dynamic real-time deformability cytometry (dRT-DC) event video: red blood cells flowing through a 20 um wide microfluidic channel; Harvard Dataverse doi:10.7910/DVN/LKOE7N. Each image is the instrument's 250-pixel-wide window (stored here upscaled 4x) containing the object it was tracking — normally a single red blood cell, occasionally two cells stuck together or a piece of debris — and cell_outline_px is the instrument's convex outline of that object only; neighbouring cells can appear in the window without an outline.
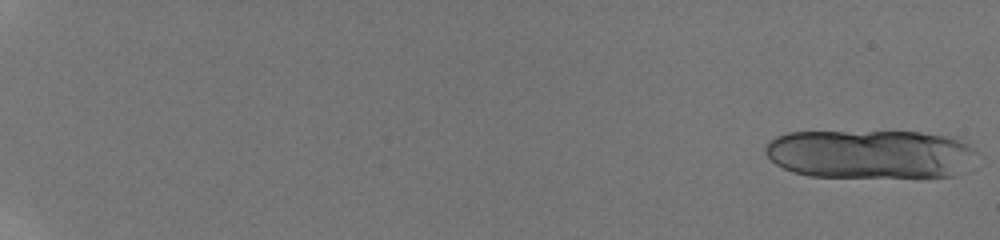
{"species": "human", "species_latin": "Homo sapiens", "temperature_condition": "room temperature", "stored_images_in_passage": 21, "camera_frame_rate_fps": 3000, "um_per_image_px": 0.085, "donor": {"sex": "male"}, "frame": {"image": 1, "passage_image": 1, "time_ms": 0.0, "image_size_px": [1000, 240], "cell_outline_px": [[976, 156], [956, 176], [924, 180], [808, 176], [792, 172], [776, 164], [764, 152], [764, 148], [768, 140], [776, 136], [788, 132], [920, 132], [956, 136], [968, 144], [976, 152]], "centroid_in_image_um": [74.02, 13.14], "position_along_channel_um": 11.0, "area_um2": 62.37}}